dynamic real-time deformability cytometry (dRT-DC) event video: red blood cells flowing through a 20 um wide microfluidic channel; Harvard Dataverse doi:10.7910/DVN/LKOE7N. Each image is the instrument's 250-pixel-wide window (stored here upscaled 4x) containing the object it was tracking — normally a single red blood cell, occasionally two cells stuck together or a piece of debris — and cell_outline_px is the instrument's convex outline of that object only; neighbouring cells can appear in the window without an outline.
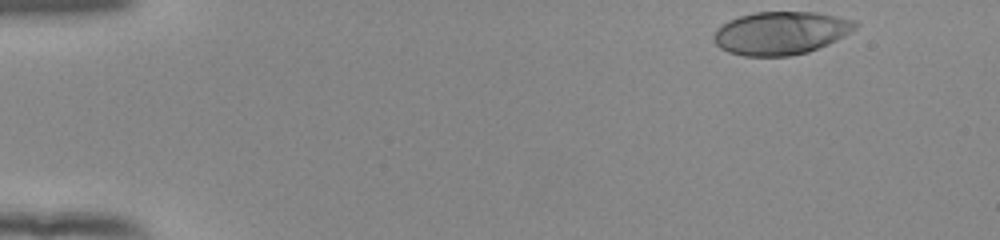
{"species": "human", "species_latin": "Homo sapiens", "temperature_condition": "room temperature", "stored_images_in_passage": 49, "camera_frame_rate_fps": 3000, "um_per_image_px": 0.085, "donor": {"sex": "female"}, "frame": {"image": 1, "passage_image": 1, "time_ms": 0.0, "image_size_px": [1000, 240], "cell_outline_px": [[860, 24], [852, 32], [828, 44], [808, 52], [788, 56], [744, 56], [728, 52], [720, 48], [716, 44], [712, 36], [716, 28], [720, 24], [728, 20], [740, 16], [756, 12], [816, 12], [856, 20]], "centroid_in_image_um": [66.37, 2.8], "position_along_channel_um": 18.6, "area_um2": 35.78}}
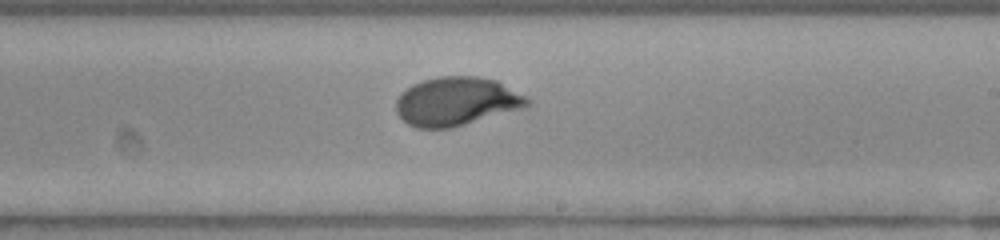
{"frame": {"image": 2, "passage_image": 28, "time_ms": 9.0, "image_size_px": [1000, 240], "cell_outline_px": [[532, 104], [524, 108], [452, 128], [416, 128], [408, 124], [396, 112], [396, 100], [400, 92], [412, 84], [420, 80], [436, 76], [480, 76], [496, 80], [528, 96], [532, 100]], "centroid_in_image_um": [38.82, 8.61], "position_along_channel_um": 250.2, "area_um2": 37.8}}
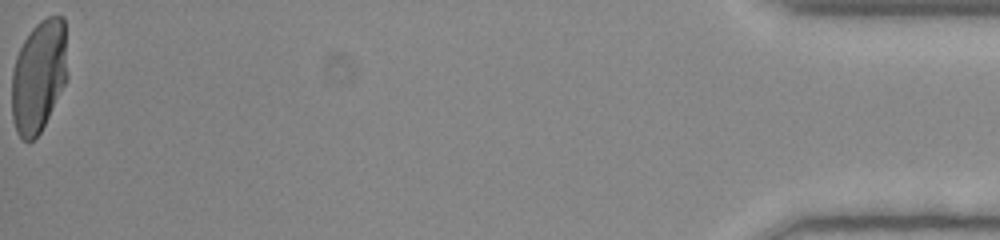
{"frame": {"image": 3, "passage_image": 49, "time_ms": 16.0, "image_size_px": [1000, 240], "cell_outline_px": [[68, 76], [40, 132], [32, 140], [24, 140], [16, 132], [12, 120], [12, 72], [16, 56], [24, 40], [32, 28], [40, 20], [48, 16], [64, 16]], "centroid_in_image_um": [3.29, 6.44], "position_along_channel_um": 431.9, "area_um2": 36.3}, "authors_computed_cell_mechanics": {"area_um2": 36.4718, "velocity_mm_per_s": 3.9018, "shape_relaxation_time_tau1_ms": 3.9427, "shape_relaxation_time_tau2_ms": null, "deformation_change_tau1": 0.2229, "deformation_change_tau2": null}}